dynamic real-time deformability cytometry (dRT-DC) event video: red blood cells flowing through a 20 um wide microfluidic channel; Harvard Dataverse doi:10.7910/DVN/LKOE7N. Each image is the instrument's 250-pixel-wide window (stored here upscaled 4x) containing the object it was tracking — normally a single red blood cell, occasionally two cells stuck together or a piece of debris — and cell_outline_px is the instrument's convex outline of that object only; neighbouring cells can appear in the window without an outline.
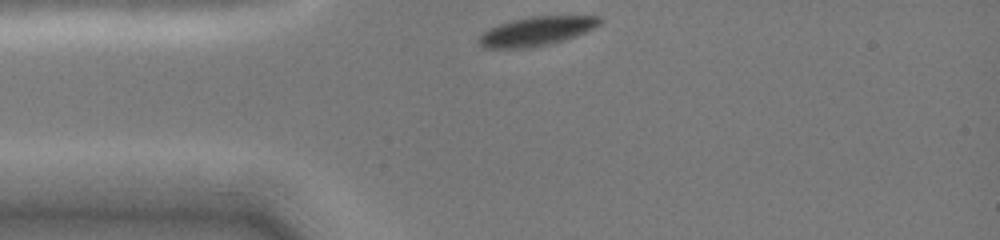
{"species": "common noctule bat (a hibernating species)", "species_latin": "Nyctalus noctula", "temperature_condition": "cold", "stored_images_in_passage": 17, "camera_frame_rate_fps": 3000, "um_per_image_px": 0.085, "animal": {"sex": "female", "body_mass_g": 19.0, "forearm_length_mm": 51.5}, "frame": {"image": 1, "passage_image": 1, "time_ms": 0.0, "image_size_px": [1000, 240], "cell_outline_px": [[604, 20], [600, 24], [584, 32], [548, 44], [524, 48], [484, 48], [476, 40], [488, 28], [512, 20], [528, 16], [600, 16]], "centroid_in_image_um": [45.56, 2.63], "position_along_channel_um": 39.4, "area_um2": 20.11}}
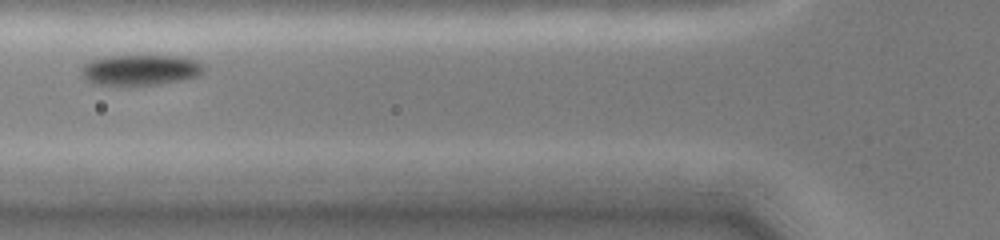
{"frame": {"image": 2, "passage_image": 9, "time_ms": 2.333, "image_size_px": [1000, 240], "cell_outline_px": [[204, 68], [196, 76], [180, 80], [156, 84], [100, 84], [88, 80], [80, 72], [80, 68], [84, 64], [92, 60], [104, 56], [176, 56], [200, 60], [204, 64]], "centroid_in_image_um": [11.95, 5.91], "position_along_channel_um": 113.9, "area_um2": 21.39}}
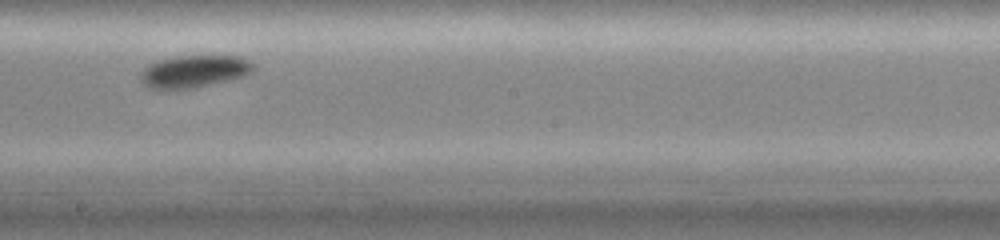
{"frame": {"image": 3, "passage_image": 15, "time_ms": 5.333, "image_size_px": [1000, 240], "cell_outline_px": [[252, 72], [244, 76], [196, 88], [148, 88], [140, 80], [140, 72], [148, 64], [172, 56], [240, 56], [248, 60], [252, 64]], "centroid_in_image_um": [16.47, 6.06], "position_along_channel_um": 231.7, "area_um2": 21.1}}